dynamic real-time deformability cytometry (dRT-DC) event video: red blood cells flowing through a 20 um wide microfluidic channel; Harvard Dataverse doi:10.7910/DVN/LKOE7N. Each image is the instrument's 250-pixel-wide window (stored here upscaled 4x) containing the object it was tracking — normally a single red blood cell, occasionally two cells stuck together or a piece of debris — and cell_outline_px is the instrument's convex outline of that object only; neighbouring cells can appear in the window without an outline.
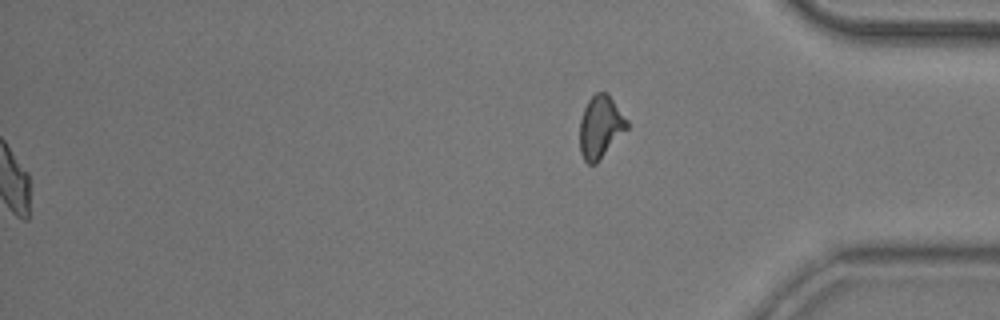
{"species": "common noctule bat (a hibernating species)", "species_latin": "Nyctalus noctula", "temperature_condition": "room temperature", "stored_images_in_passage": 51, "segment_of_instrument_passage": [2, 2], "camera_frame_rate_fps": 3000, "um_per_image_px": 0.085, "animal": {"sex": "male", "body_mass_g": 20.5, "forearm_length_mm": 52.5}, "frame": {"image": 1, "passage_image": 51, "time_ms": 16.667, "image_size_px": [1000, 320], "cell_outline_px": [[628, 128], [596, 164], [588, 164], [584, 160], [580, 152], [580, 120], [584, 108], [588, 100], [596, 92], [608, 92], [628, 120]], "centroid_in_image_um": [51.04, 10.77], "position_along_channel_um": 384.2, "area_um2": 17.28}}